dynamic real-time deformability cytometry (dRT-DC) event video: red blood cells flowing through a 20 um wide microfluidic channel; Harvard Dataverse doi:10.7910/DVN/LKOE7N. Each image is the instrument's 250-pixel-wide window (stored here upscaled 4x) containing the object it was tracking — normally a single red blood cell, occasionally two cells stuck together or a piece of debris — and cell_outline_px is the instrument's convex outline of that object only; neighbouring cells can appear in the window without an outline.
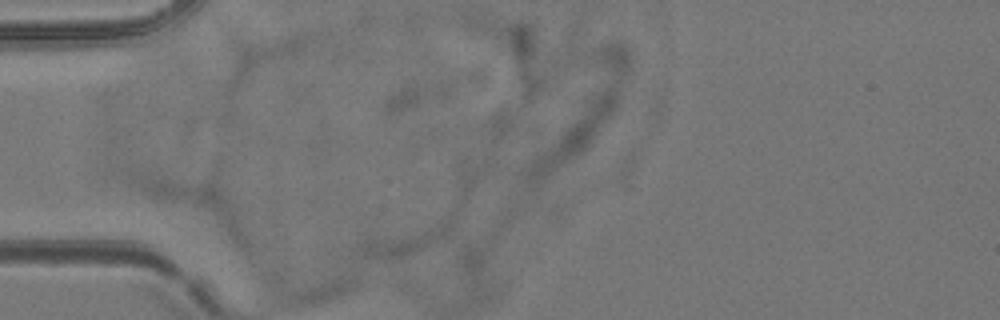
{"species": "common noctule bat (a hibernating species)", "species_latin": "Nyctalus noctula", "temperature_condition": "room temperature", "stored_images_in_passage": 4, "camera_frame_rate_fps": 3000, "um_per_image_px": 0.085, "animal": {"sex": "female", "body_mass_g": 24.6, "forearm_length_mm": 56.2}, "frame": {"image": 1, "passage_image": 3, "time_ms": 0.667, "image_size_px": [1000, 320], "cell_outline_px": [[452, 228], [444, 236], [404, 256], [360, 256], [360, 248], [368, 236], [452, 216]], "centroid_in_image_um": [34.48, 20.3], "position_along_channel_um": 50.5, "area_um2": 14.74}}